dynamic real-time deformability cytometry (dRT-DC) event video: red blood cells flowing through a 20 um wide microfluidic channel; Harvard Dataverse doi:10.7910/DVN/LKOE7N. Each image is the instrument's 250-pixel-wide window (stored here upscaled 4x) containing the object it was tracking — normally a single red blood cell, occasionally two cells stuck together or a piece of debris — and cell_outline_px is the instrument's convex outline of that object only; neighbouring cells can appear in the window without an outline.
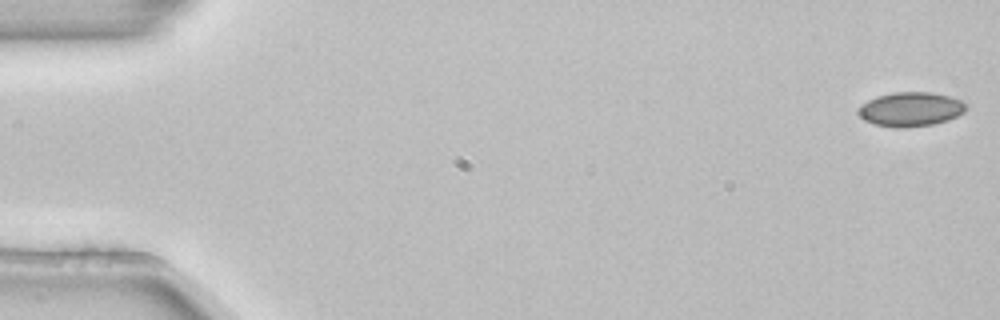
{"species": "common noctule bat (a hibernating species)", "species_latin": "Nyctalus noctula", "temperature_condition": "room temperature", "stored_images_in_passage": 5, "camera_frame_rate_fps": 3000, "um_per_image_px": 0.085, "animal": {"sex": "female", "body_mass_g": 22.7, "forearm_length_mm": 54.2}, "frame": {"image": 1, "passage_image": 1, "time_ms": 0.0, "image_size_px": [1000, 320], "cell_outline_px": [[968, 104], [964, 112], [948, 120], [932, 124], [904, 128], [896, 128], [872, 124], [864, 120], [856, 112], [868, 100], [876, 96], [892, 92], [932, 92], [948, 96], [960, 100]], "centroid_in_image_um": [77.4, 9.29], "position_along_channel_um": 7.6, "area_um2": 21.56}}
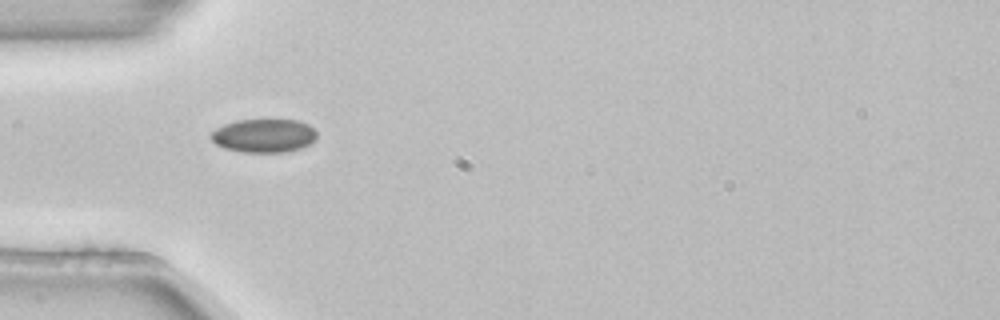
{"frame": {"image": 2, "passage_image": 4, "time_ms": 1.0, "image_size_px": [1000, 320], "cell_outline_px": [[316, 136], [308, 144], [300, 148], [284, 152], [244, 152], [224, 148], [216, 144], [208, 136], [216, 128], [224, 124], [236, 120], [300, 120], [308, 124], [316, 132]], "centroid_in_image_um": [22.39, 11.52], "position_along_channel_um": 62.6, "area_um2": 20.58}}